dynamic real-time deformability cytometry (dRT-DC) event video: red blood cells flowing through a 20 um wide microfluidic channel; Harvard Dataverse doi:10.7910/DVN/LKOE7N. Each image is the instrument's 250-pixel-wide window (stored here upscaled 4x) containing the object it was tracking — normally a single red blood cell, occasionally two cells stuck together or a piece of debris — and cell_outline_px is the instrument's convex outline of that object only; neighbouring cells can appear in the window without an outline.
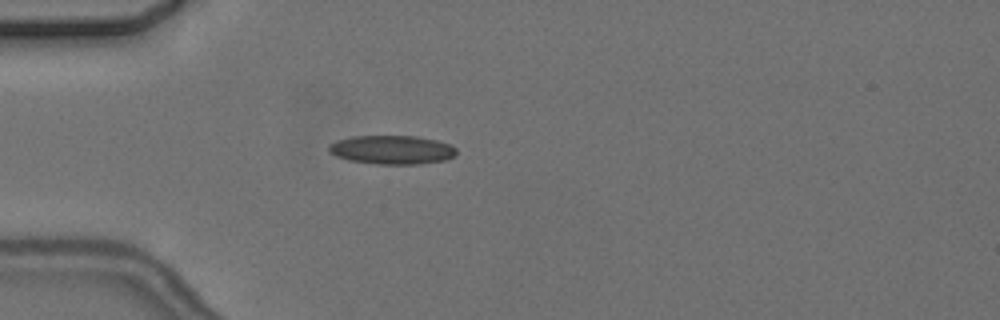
{"species": "common noctule bat (a hibernating species)", "species_latin": "Nyctalus noctula", "temperature_condition": "cold", "stored_images_in_passage": 2, "camera_frame_rate_fps": 3000, "um_per_image_px": 0.085, "animal": {"sex": "female", "body_mass_g": 24.6, "forearm_length_mm": 56.2}, "frame": {"image": 1, "passage_image": 1, "time_ms": 0.0, "image_size_px": [1000, 320], "cell_outline_px": [[456, 152], [448, 160], [420, 164], [376, 164], [348, 160], [336, 156], [328, 152], [328, 144], [336, 140], [352, 136], [416, 136], [436, 140], [452, 144], [456, 148]], "centroid_in_image_um": [33.3, 12.73], "position_along_channel_um": 51.7, "area_um2": 21.68}}